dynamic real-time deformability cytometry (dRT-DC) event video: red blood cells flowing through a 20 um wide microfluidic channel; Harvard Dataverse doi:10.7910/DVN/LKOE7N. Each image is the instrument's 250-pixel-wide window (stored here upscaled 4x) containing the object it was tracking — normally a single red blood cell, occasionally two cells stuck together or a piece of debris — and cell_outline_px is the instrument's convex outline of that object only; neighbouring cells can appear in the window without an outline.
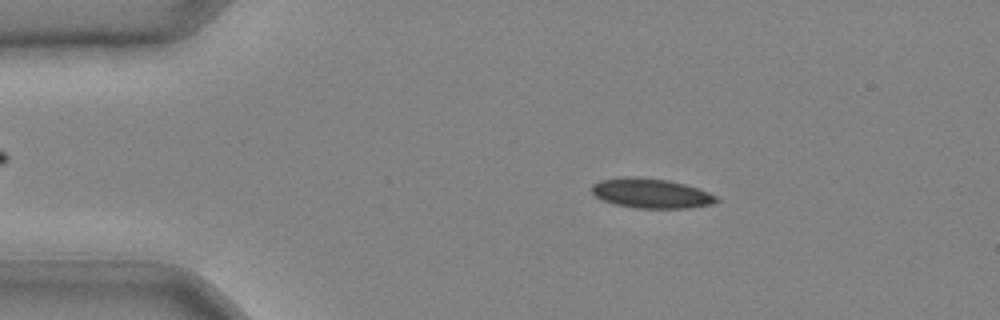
{"species": "common noctule bat (a hibernating species)", "species_latin": "Nyctalus noctula", "temperature_condition": "cold", "stored_images_in_passage": 41, "camera_frame_rate_fps": 3000, "um_per_image_px": 0.085, "animal": {"sex": "male", "body_mass_g": 20.4}, "frame": {"image": 1, "passage_image": 7, "time_ms": 2.0, "image_size_px": [1000, 320], "cell_outline_px": [[720, 200], [712, 204], [688, 208], [636, 208], [616, 204], [600, 200], [592, 192], [592, 184], [600, 180], [624, 176], [628, 176], [668, 180], [684, 184], [708, 192], [716, 196]], "centroid_in_image_um": [55.32, 16.43], "position_along_channel_um": 29.7, "area_um2": 21.5}}
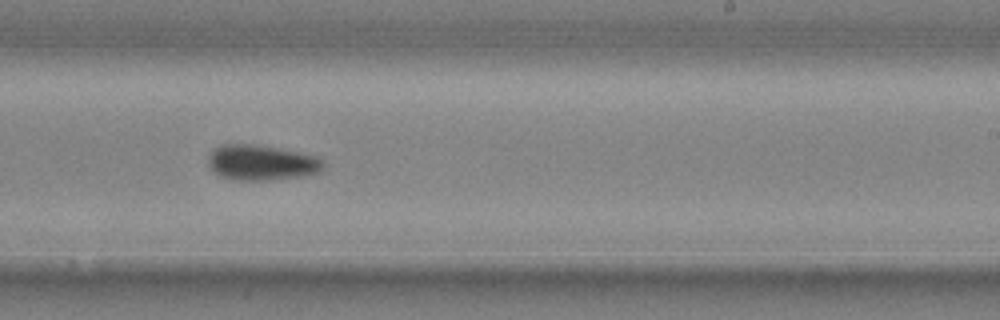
{"frame": {"image": 2, "passage_image": 26, "time_ms": 8.333, "image_size_px": [1000, 320], "cell_outline_px": [[324, 168], [320, 172], [304, 176], [268, 180], [236, 180], [220, 176], [208, 164], [208, 156], [216, 148], [224, 144], [256, 144], [300, 152], [320, 156], [324, 160]], "centroid_in_image_um": [22.3, 13.82], "position_along_channel_um": 266.7, "area_um2": 23.87}}
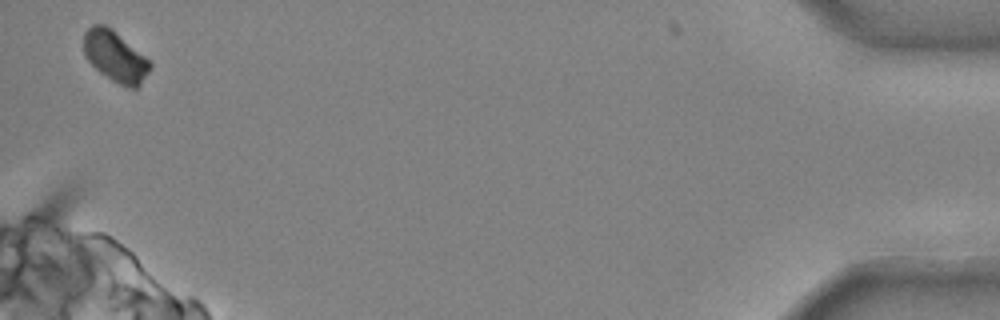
{"frame": {"image": 3, "passage_image": 41, "time_ms": 13.333, "image_size_px": [1000, 320], "cell_outline_px": [[152, 68], [140, 84], [136, 88], [124, 88], [100, 72], [88, 60], [84, 52], [84, 32], [92, 24], [104, 24], [112, 28], [144, 56], [152, 64]], "centroid_in_image_um": [9.79, 4.8], "position_along_channel_um": 425.4, "area_um2": 19.54}}